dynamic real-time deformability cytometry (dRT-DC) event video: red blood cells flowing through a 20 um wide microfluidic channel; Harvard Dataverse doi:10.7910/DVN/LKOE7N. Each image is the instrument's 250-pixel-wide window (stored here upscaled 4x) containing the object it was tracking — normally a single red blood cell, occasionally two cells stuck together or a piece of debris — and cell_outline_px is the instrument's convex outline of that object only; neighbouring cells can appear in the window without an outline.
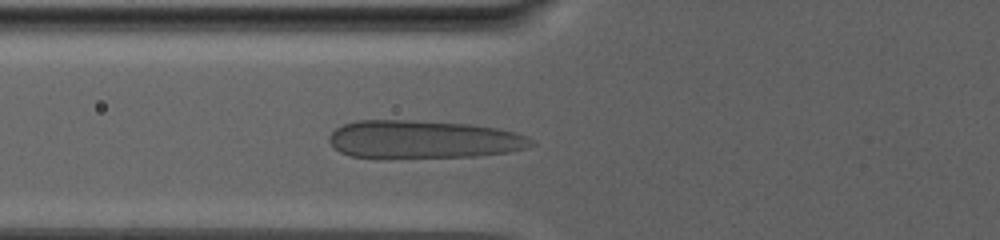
{"species": "human", "species_latin": "Homo sapiens", "temperature_condition": "warm", "stored_images_in_passage": 81, "camera_frame_rate_fps": 3000, "um_per_image_px": 0.085, "donor": {"sex": "male"}, "frame": {"image": 1, "passage_image": 27, "time_ms": 8.667, "image_size_px": [1000, 240], "cell_outline_px": [[536, 144], [528, 148], [508, 152], [476, 156], [388, 160], [376, 160], [348, 156], [340, 152], [328, 140], [328, 136], [336, 128], [344, 124], [356, 120], [408, 120], [468, 124], [496, 128], [528, 136]], "centroid_in_image_um": [35.92, 11.89], "position_along_channel_um": 89.9, "area_um2": 46.01}}
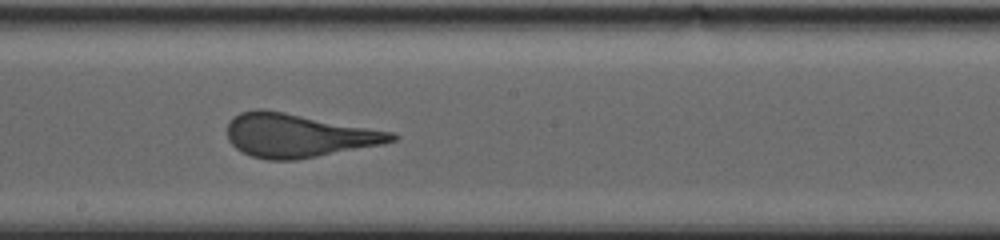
{"frame": {"image": 2, "passage_image": 44, "time_ms": 14.333, "image_size_px": [1000, 240], "cell_outline_px": [[400, 136], [396, 140], [384, 144], [296, 160], [268, 160], [252, 156], [236, 148], [228, 140], [228, 124], [240, 112], [256, 108], [264, 108], [396, 132]], "centroid_in_image_um": [25.4, 11.5], "position_along_channel_um": 222.8, "area_um2": 41.96}}
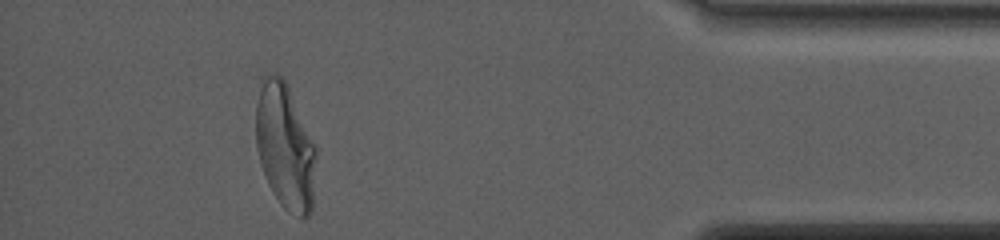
{"frame": {"image": 3, "passage_image": 73, "time_ms": 24.0, "image_size_px": [1000, 240], "cell_outline_px": [[316, 160], [312, 212], [308, 216], [300, 216], [288, 212], [280, 204], [272, 192], [268, 184], [260, 164], [256, 144], [256, 104], [260, 76], [264, 72], [276, 72], [284, 76], [316, 144]], "centroid_in_image_um": [24.22, 12.36], "position_along_channel_um": 411.0, "area_um2": 45.32}}